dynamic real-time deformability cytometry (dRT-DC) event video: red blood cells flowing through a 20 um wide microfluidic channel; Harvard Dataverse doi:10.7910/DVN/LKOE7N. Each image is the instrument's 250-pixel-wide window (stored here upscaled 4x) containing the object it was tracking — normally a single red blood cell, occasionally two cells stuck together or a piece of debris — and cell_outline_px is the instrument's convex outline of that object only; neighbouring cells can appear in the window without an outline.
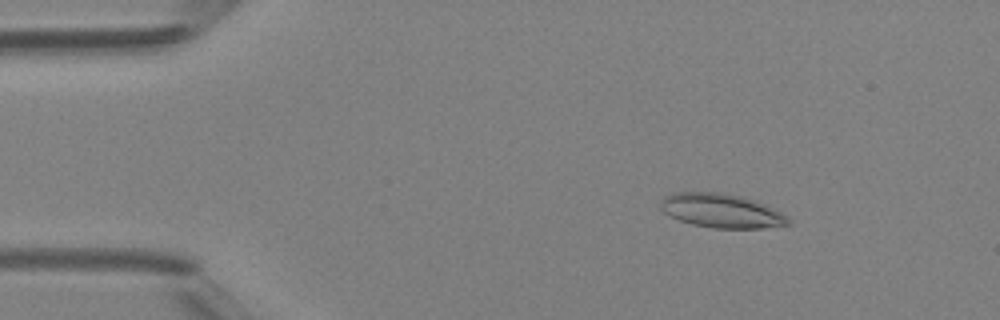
{"species": "Egyptian fruit bat (a non-hibernating species)", "species_latin": "Rousettus aegyptiacus", "temperature_condition": "room temperature", "stored_images_in_passage": 42, "camera_frame_rate_fps": 3000, "um_per_image_px": 0.085, "animal": {"sex": "female"}, "frame": {"image": 1, "passage_image": 1, "time_ms": 0.0, "image_size_px": [1000, 320], "cell_outline_px": [[792, 224], [760, 228], [712, 228], [692, 224], [668, 216], [660, 208], [660, 204], [664, 196], [672, 192], [724, 192], [740, 196], [764, 204], [788, 216]], "centroid_in_image_um": [61.29, 17.91], "position_along_channel_um": 23.7, "area_um2": 25.37}}
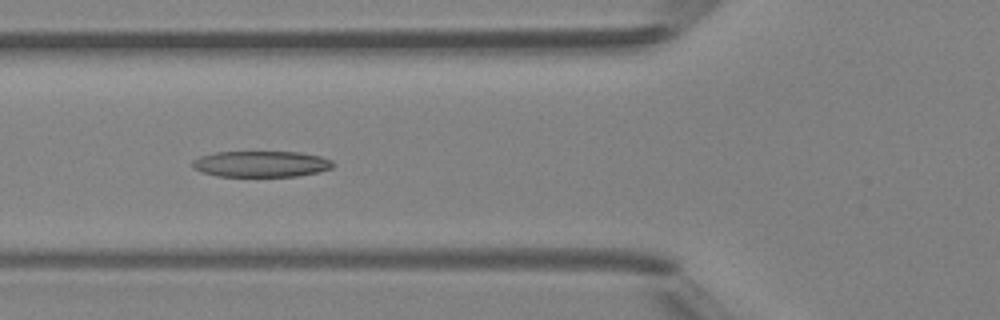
{"frame": {"image": 2, "passage_image": 12, "time_ms": 3.667, "image_size_px": [1000, 320], "cell_outline_px": [[336, 164], [332, 168], [320, 172], [296, 176], [216, 176], [192, 168], [192, 160], [200, 156], [216, 152], [300, 152], [320, 156], [332, 160]], "centroid_in_image_um": [22.22, 13.93], "position_along_channel_um": 103.6, "area_um2": 21.44}}
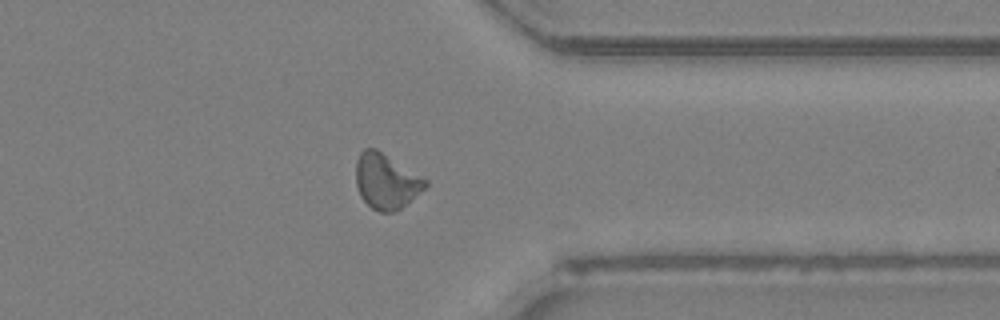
{"frame": {"image": 3, "passage_image": 32, "time_ms": 10.333, "image_size_px": [1000, 320], "cell_outline_px": [[428, 184], [424, 188], [400, 208], [392, 212], [380, 212], [372, 208], [360, 196], [356, 184], [356, 160], [360, 152], [364, 148], [376, 148], [428, 180]], "centroid_in_image_um": [32.79, 15.38], "position_along_channel_um": 378.6, "area_um2": 22.08}, "authors_computed_cell_mechanics": {"area_um2": 21.386, "velocity_mm_per_s": 4.2154, "shape_relaxation_time_tau1_ms": 6.9425, "shape_relaxation_time_tau2_ms": null, "deformation_change_tau1": 0.1893, "deformation_change_tau2": null}}